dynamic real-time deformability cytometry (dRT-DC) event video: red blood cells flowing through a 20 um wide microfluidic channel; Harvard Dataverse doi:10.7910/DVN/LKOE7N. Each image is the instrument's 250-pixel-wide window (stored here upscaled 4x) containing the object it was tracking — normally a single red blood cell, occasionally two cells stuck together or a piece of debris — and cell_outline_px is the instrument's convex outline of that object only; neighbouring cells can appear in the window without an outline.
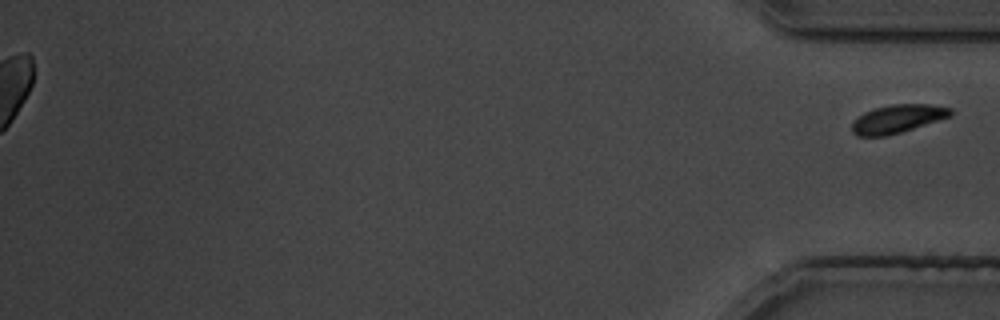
{"species": "common noctule bat (a hibernating species)", "species_latin": "Nyctalus noctula", "temperature_condition": "cold", "stored_images_in_passage": 35, "segment_of_instrument_passage": [2, 2], "camera_frame_rate_fps": 3000, "um_per_image_px": 0.085, "animal": {"sex": "male", "body_mass_g": 19.5, "forearm_length_mm": 54.6}, "frame": {"image": 1, "passage_image": 35, "time_ms": 42.667, "image_size_px": [1000, 320], "cell_outline_px": [[952, 116], [888, 136], [856, 136], [852, 132], [852, 120], [856, 116], [864, 112], [876, 108], [892, 104], [928, 104], [952, 108]], "centroid_in_image_um": [76.26, 10.1], "position_along_channel_um": 358.9, "area_um2": 16.36}}